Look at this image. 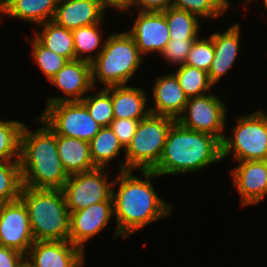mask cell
Masks as SVG:
<instances>
[{"mask_svg": "<svg viewBox=\"0 0 267 267\" xmlns=\"http://www.w3.org/2000/svg\"><path fill=\"white\" fill-rule=\"evenodd\" d=\"M176 119L149 113L139 121L136 132L125 150L121 171L152 170L159 162L171 126ZM124 162V163H123ZM138 167V168H137Z\"/></svg>", "mask_w": 267, "mask_h": 267, "instance_id": "cell-6", "label": "cell"}, {"mask_svg": "<svg viewBox=\"0 0 267 267\" xmlns=\"http://www.w3.org/2000/svg\"><path fill=\"white\" fill-rule=\"evenodd\" d=\"M25 257L26 267H81L85 262L84 251L69 240L35 241Z\"/></svg>", "mask_w": 267, "mask_h": 267, "instance_id": "cell-12", "label": "cell"}, {"mask_svg": "<svg viewBox=\"0 0 267 267\" xmlns=\"http://www.w3.org/2000/svg\"><path fill=\"white\" fill-rule=\"evenodd\" d=\"M10 0H0V10L9 2Z\"/></svg>", "mask_w": 267, "mask_h": 267, "instance_id": "cell-39", "label": "cell"}, {"mask_svg": "<svg viewBox=\"0 0 267 267\" xmlns=\"http://www.w3.org/2000/svg\"><path fill=\"white\" fill-rule=\"evenodd\" d=\"M90 156L95 167L106 168L108 163L120 154L124 147L111 128L102 127L89 142Z\"/></svg>", "mask_w": 267, "mask_h": 267, "instance_id": "cell-24", "label": "cell"}, {"mask_svg": "<svg viewBox=\"0 0 267 267\" xmlns=\"http://www.w3.org/2000/svg\"><path fill=\"white\" fill-rule=\"evenodd\" d=\"M41 128L21 133L20 169L23 186L34 189H62L69 175L64 170L57 149V135L38 117Z\"/></svg>", "mask_w": 267, "mask_h": 267, "instance_id": "cell-2", "label": "cell"}, {"mask_svg": "<svg viewBox=\"0 0 267 267\" xmlns=\"http://www.w3.org/2000/svg\"><path fill=\"white\" fill-rule=\"evenodd\" d=\"M225 117V103L218 96L207 93L189 98L176 121L186 129L210 134L222 142Z\"/></svg>", "mask_w": 267, "mask_h": 267, "instance_id": "cell-10", "label": "cell"}, {"mask_svg": "<svg viewBox=\"0 0 267 267\" xmlns=\"http://www.w3.org/2000/svg\"><path fill=\"white\" fill-rule=\"evenodd\" d=\"M44 29L42 33L36 32L35 38L47 49L67 58L75 60V48L71 30L57 25L54 21H47L40 24Z\"/></svg>", "mask_w": 267, "mask_h": 267, "instance_id": "cell-23", "label": "cell"}, {"mask_svg": "<svg viewBox=\"0 0 267 267\" xmlns=\"http://www.w3.org/2000/svg\"><path fill=\"white\" fill-rule=\"evenodd\" d=\"M102 7L106 10L108 6L116 7L118 10H128L133 6L135 0H98Z\"/></svg>", "mask_w": 267, "mask_h": 267, "instance_id": "cell-38", "label": "cell"}, {"mask_svg": "<svg viewBox=\"0 0 267 267\" xmlns=\"http://www.w3.org/2000/svg\"><path fill=\"white\" fill-rule=\"evenodd\" d=\"M139 120L133 119H113L109 125L114 134L118 137L119 142L124 148L130 143L133 138Z\"/></svg>", "mask_w": 267, "mask_h": 267, "instance_id": "cell-35", "label": "cell"}, {"mask_svg": "<svg viewBox=\"0 0 267 267\" xmlns=\"http://www.w3.org/2000/svg\"><path fill=\"white\" fill-rule=\"evenodd\" d=\"M214 59V45L212 39H196L188 53L185 64L204 70L208 73Z\"/></svg>", "mask_w": 267, "mask_h": 267, "instance_id": "cell-33", "label": "cell"}, {"mask_svg": "<svg viewBox=\"0 0 267 267\" xmlns=\"http://www.w3.org/2000/svg\"><path fill=\"white\" fill-rule=\"evenodd\" d=\"M222 160L221 141L207 133L171 126L158 164L152 169L158 177L191 173Z\"/></svg>", "mask_w": 267, "mask_h": 267, "instance_id": "cell-3", "label": "cell"}, {"mask_svg": "<svg viewBox=\"0 0 267 267\" xmlns=\"http://www.w3.org/2000/svg\"><path fill=\"white\" fill-rule=\"evenodd\" d=\"M57 149L62 166L68 175L96 168L87 141L57 135Z\"/></svg>", "mask_w": 267, "mask_h": 267, "instance_id": "cell-21", "label": "cell"}, {"mask_svg": "<svg viewBox=\"0 0 267 267\" xmlns=\"http://www.w3.org/2000/svg\"><path fill=\"white\" fill-rule=\"evenodd\" d=\"M227 9L229 8V1L228 0H219Z\"/></svg>", "mask_w": 267, "mask_h": 267, "instance_id": "cell-40", "label": "cell"}, {"mask_svg": "<svg viewBox=\"0 0 267 267\" xmlns=\"http://www.w3.org/2000/svg\"><path fill=\"white\" fill-rule=\"evenodd\" d=\"M195 40H170L164 51L161 53L163 58L171 64L184 65L187 61L188 53Z\"/></svg>", "mask_w": 267, "mask_h": 267, "instance_id": "cell-34", "label": "cell"}, {"mask_svg": "<svg viewBox=\"0 0 267 267\" xmlns=\"http://www.w3.org/2000/svg\"><path fill=\"white\" fill-rule=\"evenodd\" d=\"M232 179L241 196L242 206L260 202L267 195L265 160L240 161L232 170Z\"/></svg>", "mask_w": 267, "mask_h": 267, "instance_id": "cell-16", "label": "cell"}, {"mask_svg": "<svg viewBox=\"0 0 267 267\" xmlns=\"http://www.w3.org/2000/svg\"><path fill=\"white\" fill-rule=\"evenodd\" d=\"M133 5L141 6V12H163L170 7V0H135Z\"/></svg>", "mask_w": 267, "mask_h": 267, "instance_id": "cell-37", "label": "cell"}, {"mask_svg": "<svg viewBox=\"0 0 267 267\" xmlns=\"http://www.w3.org/2000/svg\"><path fill=\"white\" fill-rule=\"evenodd\" d=\"M66 97H49L47 105L62 101H81L92 88V66L84 60L68 61L50 80Z\"/></svg>", "mask_w": 267, "mask_h": 267, "instance_id": "cell-13", "label": "cell"}, {"mask_svg": "<svg viewBox=\"0 0 267 267\" xmlns=\"http://www.w3.org/2000/svg\"><path fill=\"white\" fill-rule=\"evenodd\" d=\"M58 1L59 0H10L0 12L40 25L47 21H53Z\"/></svg>", "mask_w": 267, "mask_h": 267, "instance_id": "cell-22", "label": "cell"}, {"mask_svg": "<svg viewBox=\"0 0 267 267\" xmlns=\"http://www.w3.org/2000/svg\"><path fill=\"white\" fill-rule=\"evenodd\" d=\"M20 199L27 207L35 241L69 240L70 212L62 190L23 186Z\"/></svg>", "mask_w": 267, "mask_h": 267, "instance_id": "cell-4", "label": "cell"}, {"mask_svg": "<svg viewBox=\"0 0 267 267\" xmlns=\"http://www.w3.org/2000/svg\"><path fill=\"white\" fill-rule=\"evenodd\" d=\"M142 57L134 38L128 32L111 34L102 49L93 56V86L95 87L96 78H99L98 81H101L105 88L127 85L140 67Z\"/></svg>", "mask_w": 267, "mask_h": 267, "instance_id": "cell-5", "label": "cell"}, {"mask_svg": "<svg viewBox=\"0 0 267 267\" xmlns=\"http://www.w3.org/2000/svg\"><path fill=\"white\" fill-rule=\"evenodd\" d=\"M56 133L90 142L102 126L91 116L81 101H62L47 105L41 116Z\"/></svg>", "mask_w": 267, "mask_h": 267, "instance_id": "cell-8", "label": "cell"}, {"mask_svg": "<svg viewBox=\"0 0 267 267\" xmlns=\"http://www.w3.org/2000/svg\"><path fill=\"white\" fill-rule=\"evenodd\" d=\"M24 124L19 121L0 120V161L20 160L21 133Z\"/></svg>", "mask_w": 267, "mask_h": 267, "instance_id": "cell-28", "label": "cell"}, {"mask_svg": "<svg viewBox=\"0 0 267 267\" xmlns=\"http://www.w3.org/2000/svg\"><path fill=\"white\" fill-rule=\"evenodd\" d=\"M170 7L186 10L199 18H216L227 10L219 0H170Z\"/></svg>", "mask_w": 267, "mask_h": 267, "instance_id": "cell-32", "label": "cell"}, {"mask_svg": "<svg viewBox=\"0 0 267 267\" xmlns=\"http://www.w3.org/2000/svg\"><path fill=\"white\" fill-rule=\"evenodd\" d=\"M98 25L101 24L97 23L72 30L75 60H84L90 63L93 61V56H90V53L97 49L102 41ZM86 53L88 54L86 55Z\"/></svg>", "mask_w": 267, "mask_h": 267, "instance_id": "cell-30", "label": "cell"}, {"mask_svg": "<svg viewBox=\"0 0 267 267\" xmlns=\"http://www.w3.org/2000/svg\"><path fill=\"white\" fill-rule=\"evenodd\" d=\"M105 168L69 175L62 187L66 205L70 213L103 201H113V182L104 175Z\"/></svg>", "mask_w": 267, "mask_h": 267, "instance_id": "cell-9", "label": "cell"}, {"mask_svg": "<svg viewBox=\"0 0 267 267\" xmlns=\"http://www.w3.org/2000/svg\"><path fill=\"white\" fill-rule=\"evenodd\" d=\"M170 30V40H196L198 30V16L173 7L163 11Z\"/></svg>", "mask_w": 267, "mask_h": 267, "instance_id": "cell-25", "label": "cell"}, {"mask_svg": "<svg viewBox=\"0 0 267 267\" xmlns=\"http://www.w3.org/2000/svg\"><path fill=\"white\" fill-rule=\"evenodd\" d=\"M240 35V25L236 23L222 34L213 33L209 36L214 45V59L208 77L213 85L233 66L239 51Z\"/></svg>", "mask_w": 267, "mask_h": 267, "instance_id": "cell-18", "label": "cell"}, {"mask_svg": "<svg viewBox=\"0 0 267 267\" xmlns=\"http://www.w3.org/2000/svg\"><path fill=\"white\" fill-rule=\"evenodd\" d=\"M174 74L188 99L205 95L204 92L213 86L206 71L187 64L180 66Z\"/></svg>", "mask_w": 267, "mask_h": 267, "instance_id": "cell-27", "label": "cell"}, {"mask_svg": "<svg viewBox=\"0 0 267 267\" xmlns=\"http://www.w3.org/2000/svg\"><path fill=\"white\" fill-rule=\"evenodd\" d=\"M35 242L29 213L21 199L0 205V246L27 255Z\"/></svg>", "mask_w": 267, "mask_h": 267, "instance_id": "cell-11", "label": "cell"}, {"mask_svg": "<svg viewBox=\"0 0 267 267\" xmlns=\"http://www.w3.org/2000/svg\"><path fill=\"white\" fill-rule=\"evenodd\" d=\"M81 102L86 106L90 116L102 127H108L114 119L111 86L91 96H85Z\"/></svg>", "mask_w": 267, "mask_h": 267, "instance_id": "cell-29", "label": "cell"}, {"mask_svg": "<svg viewBox=\"0 0 267 267\" xmlns=\"http://www.w3.org/2000/svg\"><path fill=\"white\" fill-rule=\"evenodd\" d=\"M133 170L121 171L113 182H119L118 191L112 190L113 209L116 215V236L127 238L147 224L171 215L172 206L158 196L152 182L158 175L152 170H141L145 179L132 175Z\"/></svg>", "mask_w": 267, "mask_h": 267, "instance_id": "cell-1", "label": "cell"}, {"mask_svg": "<svg viewBox=\"0 0 267 267\" xmlns=\"http://www.w3.org/2000/svg\"><path fill=\"white\" fill-rule=\"evenodd\" d=\"M32 56L42 73L50 80L69 60L44 47L35 37Z\"/></svg>", "mask_w": 267, "mask_h": 267, "instance_id": "cell-31", "label": "cell"}, {"mask_svg": "<svg viewBox=\"0 0 267 267\" xmlns=\"http://www.w3.org/2000/svg\"><path fill=\"white\" fill-rule=\"evenodd\" d=\"M153 99L155 106L150 107V113L169 116L176 120L183 113L188 100L174 73L156 80Z\"/></svg>", "mask_w": 267, "mask_h": 267, "instance_id": "cell-19", "label": "cell"}, {"mask_svg": "<svg viewBox=\"0 0 267 267\" xmlns=\"http://www.w3.org/2000/svg\"><path fill=\"white\" fill-rule=\"evenodd\" d=\"M113 214V201L98 202L70 213L69 241L85 251V242L98 234L110 222Z\"/></svg>", "mask_w": 267, "mask_h": 267, "instance_id": "cell-14", "label": "cell"}, {"mask_svg": "<svg viewBox=\"0 0 267 267\" xmlns=\"http://www.w3.org/2000/svg\"><path fill=\"white\" fill-rule=\"evenodd\" d=\"M247 2L248 1H252V0H246ZM264 1V5H265V7L267 8V0H263Z\"/></svg>", "mask_w": 267, "mask_h": 267, "instance_id": "cell-41", "label": "cell"}, {"mask_svg": "<svg viewBox=\"0 0 267 267\" xmlns=\"http://www.w3.org/2000/svg\"><path fill=\"white\" fill-rule=\"evenodd\" d=\"M232 135L221 142L222 159L232 151L239 162L267 159V114L263 111L239 117Z\"/></svg>", "mask_w": 267, "mask_h": 267, "instance_id": "cell-7", "label": "cell"}, {"mask_svg": "<svg viewBox=\"0 0 267 267\" xmlns=\"http://www.w3.org/2000/svg\"><path fill=\"white\" fill-rule=\"evenodd\" d=\"M22 187L19 160L0 161V205L20 199Z\"/></svg>", "mask_w": 267, "mask_h": 267, "instance_id": "cell-26", "label": "cell"}, {"mask_svg": "<svg viewBox=\"0 0 267 267\" xmlns=\"http://www.w3.org/2000/svg\"><path fill=\"white\" fill-rule=\"evenodd\" d=\"M104 11L98 0H59L53 21L72 31L102 23Z\"/></svg>", "mask_w": 267, "mask_h": 267, "instance_id": "cell-17", "label": "cell"}, {"mask_svg": "<svg viewBox=\"0 0 267 267\" xmlns=\"http://www.w3.org/2000/svg\"><path fill=\"white\" fill-rule=\"evenodd\" d=\"M135 41L142 55L148 52L164 51L170 41V30L163 12H141L133 28L127 31Z\"/></svg>", "mask_w": 267, "mask_h": 267, "instance_id": "cell-15", "label": "cell"}, {"mask_svg": "<svg viewBox=\"0 0 267 267\" xmlns=\"http://www.w3.org/2000/svg\"><path fill=\"white\" fill-rule=\"evenodd\" d=\"M26 257L22 253L0 246V267H25Z\"/></svg>", "mask_w": 267, "mask_h": 267, "instance_id": "cell-36", "label": "cell"}, {"mask_svg": "<svg viewBox=\"0 0 267 267\" xmlns=\"http://www.w3.org/2000/svg\"><path fill=\"white\" fill-rule=\"evenodd\" d=\"M114 119L142 120L150 110L146 108V93L127 85L111 86Z\"/></svg>", "mask_w": 267, "mask_h": 267, "instance_id": "cell-20", "label": "cell"}]
</instances>
